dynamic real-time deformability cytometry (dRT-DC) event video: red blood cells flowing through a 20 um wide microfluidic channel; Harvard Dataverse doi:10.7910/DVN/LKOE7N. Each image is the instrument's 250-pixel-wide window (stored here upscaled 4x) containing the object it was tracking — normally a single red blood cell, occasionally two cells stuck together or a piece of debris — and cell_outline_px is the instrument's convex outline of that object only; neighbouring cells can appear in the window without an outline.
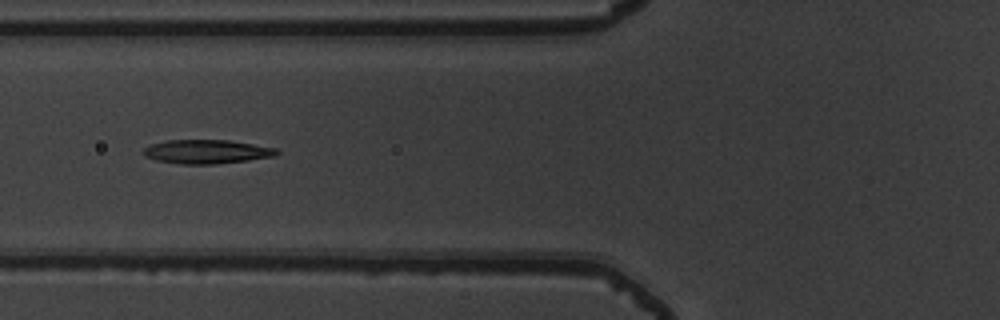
{"species": "common noctule bat (a hibernating species)", "species_latin": "Nyctalus noctula", "temperature_condition": "warm", "stored_images_in_passage": 7, "camera_frame_rate_fps": 3000, "um_per_image_px": 0.085, "animal": {"sex": "male", "body_mass_g": 19.5, "forearm_length_mm": 54.6}, "frame": {"image": 1, "passage_image": 7, "time_ms": 2.0, "image_size_px": [1000, 320], "cell_outline_px": [[280, 152], [276, 156], [248, 160], [212, 164], [180, 164], [156, 160], [144, 156], [140, 152], [144, 148], [152, 144], [168, 140], [228, 140], [276, 148]], "centroid_in_image_um": [17.55, 12.89], "position_along_channel_um": 108.3, "area_um2": 18.55}}